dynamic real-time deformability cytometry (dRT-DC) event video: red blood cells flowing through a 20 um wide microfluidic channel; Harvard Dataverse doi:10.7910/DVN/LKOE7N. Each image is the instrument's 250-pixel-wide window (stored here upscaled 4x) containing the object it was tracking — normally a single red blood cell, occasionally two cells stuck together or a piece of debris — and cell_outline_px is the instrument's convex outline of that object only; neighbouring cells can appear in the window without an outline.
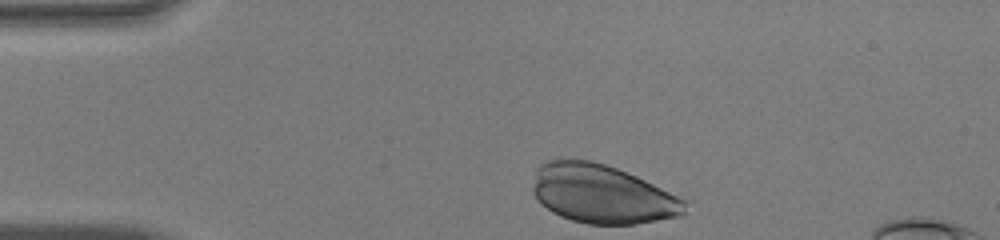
{"species": "human", "species_latin": "Homo sapiens", "temperature_condition": "warm", "stored_images_in_passage": 32, "camera_frame_rate_fps": 3000, "um_per_image_px": 0.085, "donor": {"sex": "male"}, "frame": {"image": 1, "passage_image": 1, "time_ms": 0.0, "image_size_px": [1000, 240], "cell_outline_px": [[692, 200], [684, 216], [632, 224], [588, 224], [572, 220], [560, 216], [552, 212], [540, 204], [532, 192], [532, 188], [536, 168], [544, 160], [552, 156], [592, 160], [616, 168], [636, 176]], "centroid_in_image_um": [51.2, 16.46], "position_along_channel_um": 33.8, "area_um2": 53.52}}